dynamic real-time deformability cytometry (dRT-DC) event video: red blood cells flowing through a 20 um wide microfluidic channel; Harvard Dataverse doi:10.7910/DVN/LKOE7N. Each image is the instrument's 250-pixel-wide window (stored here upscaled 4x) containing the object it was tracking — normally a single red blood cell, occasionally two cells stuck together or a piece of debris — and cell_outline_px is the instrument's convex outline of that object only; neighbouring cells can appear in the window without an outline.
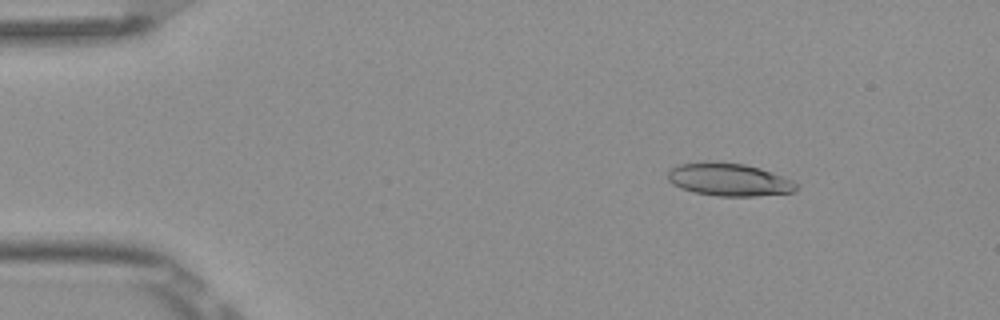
{"species": "Egyptian fruit bat (a non-hibernating species)", "species_latin": "Rousettus aegyptiacus", "temperature_condition": "room temperature", "stored_images_in_passage": 5, "camera_frame_rate_fps": 3000, "um_per_image_px": 0.085, "frame": {"image": 1, "passage_image": 2, "time_ms": 0.333, "image_size_px": [1000, 320], "cell_outline_px": [[800, 184], [796, 192], [756, 196], [716, 196], [692, 192], [680, 188], [672, 184], [668, 180], [668, 168], [676, 164], [704, 160], [716, 160], [744, 164], [760, 168], [792, 180]], "centroid_in_image_um": [61.92, 15.24], "position_along_channel_um": 23.1, "area_um2": 25.32}}
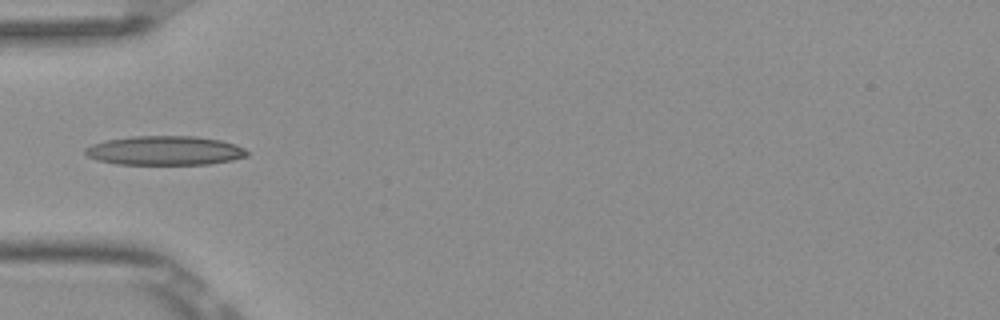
{"frame": {"image": 2, "passage_image": 5, "time_ms": 1.333, "image_size_px": [1000, 320], "cell_outline_px": [[248, 156], [232, 160], [208, 164], [116, 164], [96, 160], [88, 156], [84, 152], [84, 148], [92, 144], [108, 140], [132, 136], [196, 136], [220, 140], [236, 144], [244, 148], [248, 152]], "centroid_in_image_um": [14.02, 12.8], "position_along_channel_um": 71.0, "area_um2": 27.57}}